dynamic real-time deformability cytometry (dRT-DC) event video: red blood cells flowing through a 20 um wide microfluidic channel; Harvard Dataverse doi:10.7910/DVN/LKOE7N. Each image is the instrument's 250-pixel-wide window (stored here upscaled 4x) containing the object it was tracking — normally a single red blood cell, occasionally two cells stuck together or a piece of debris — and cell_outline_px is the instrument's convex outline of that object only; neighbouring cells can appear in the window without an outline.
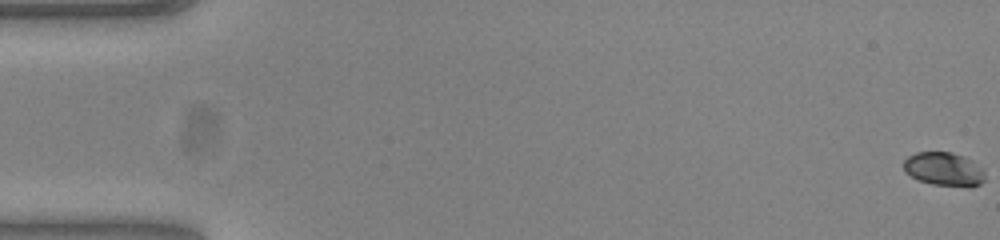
{"species": "common noctule bat (a hibernating species)", "species_latin": "Nyctalus noctula", "temperature_condition": "warm", "stored_images_in_passage": 55, "camera_frame_rate_fps": 3000, "um_per_image_px": 0.085, "animal": {"sex": "female", "body_mass_g": 23.0, "forearm_length_mm": 53.4}, "frame": {"image": 1, "passage_image": 1, "time_ms": 0.0, "image_size_px": [1000, 240], "cell_outline_px": [[984, 180], [980, 184], [972, 188], [932, 184], [920, 180], [904, 172], [904, 160], [908, 156], [916, 152], [952, 152], [964, 156], [980, 168], [984, 172]], "centroid_in_image_um": [80.23, 14.39], "position_along_channel_um": 4.8, "area_um2": 15.9}}
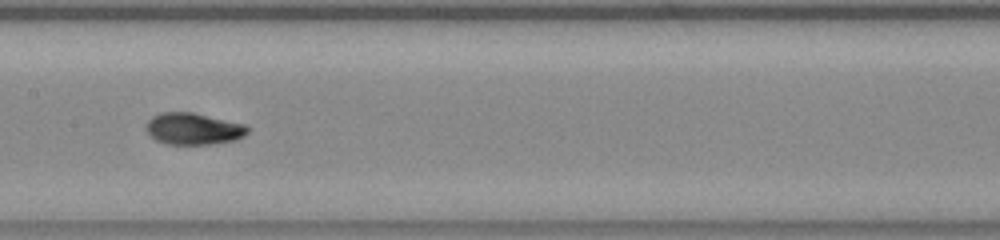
{"frame": {"image": 2, "passage_image": 28, "time_ms": 9.0, "image_size_px": [1000, 240], "cell_outline_px": [[248, 132], [244, 136], [236, 140], [208, 144], [168, 144], [156, 140], [148, 132], [148, 120], [152, 116], [160, 112], [192, 112], [244, 124], [248, 128]], "centroid_in_image_um": [16.45, 10.94], "position_along_channel_um": 191.0, "area_um2": 18.5}}
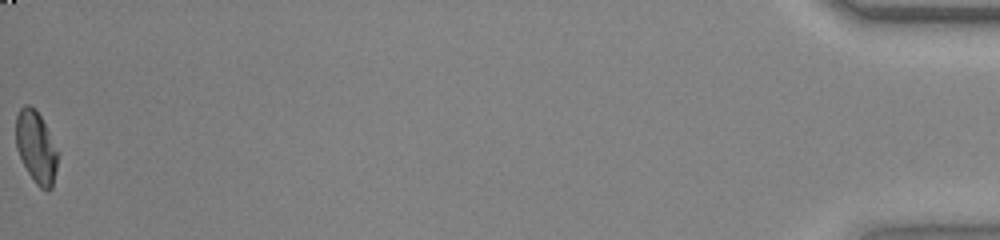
{"frame": {"image": 3, "passage_image": 55, "time_ms": 18.0, "image_size_px": [1000, 240], "cell_outline_px": [[60, 152], [52, 188], [48, 192], [40, 188], [36, 184], [28, 172], [16, 148], [16, 116], [20, 108], [24, 104], [28, 104], [40, 116]], "centroid_in_image_um": [3.1, 12.54], "position_along_channel_um": 432.1, "area_um2": 17.63}, "authors_computed_cell_mechanics": {"area_um2": 17.918, "velocity_mm_per_s": 3.8452, "shape_relaxation_time_tau1_ms": 4.3229, "shape_relaxation_time_tau2_ms": 1.2643, "deformation_change_tau1": 0.1789, "deformation_change_tau2": 0.0434}}